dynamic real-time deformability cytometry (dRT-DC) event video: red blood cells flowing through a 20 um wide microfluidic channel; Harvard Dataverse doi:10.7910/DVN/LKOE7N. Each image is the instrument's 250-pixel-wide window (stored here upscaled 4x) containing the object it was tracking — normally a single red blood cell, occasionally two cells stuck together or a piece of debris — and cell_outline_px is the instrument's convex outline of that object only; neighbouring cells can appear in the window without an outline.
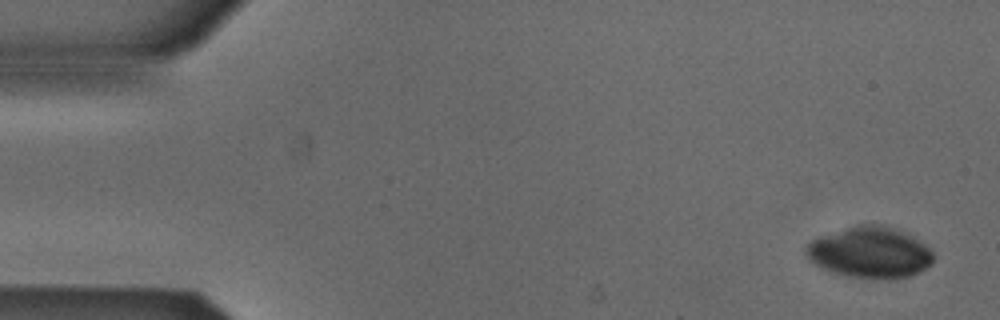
{"species": "Egyptian fruit bat (a non-hibernating species)", "species_latin": "Rousettus aegyptiacus", "temperature_condition": "cold", "stored_images_in_passage": 51, "camera_frame_rate_fps": 3000, "um_per_image_px": 0.085, "animal": {"sex": "male"}, "frame": {"image": 1, "passage_image": 1, "time_ms": 0.0, "image_size_px": [1000, 320], "cell_outline_px": [[932, 264], [920, 272], [912, 276], [896, 280], [872, 280], [844, 276], [824, 268], [808, 260], [804, 256], [804, 248], [812, 240], [820, 236], [860, 224], [884, 224], [924, 244], [932, 252]], "centroid_in_image_um": [73.92, 21.51], "position_along_channel_um": 11.1, "area_um2": 38.15}}
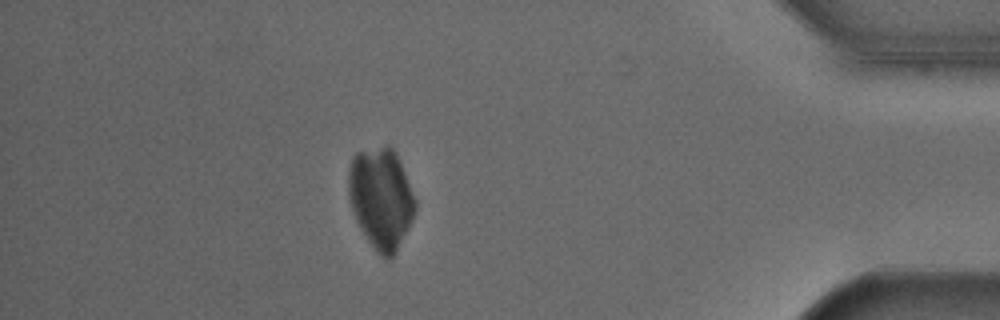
{"frame": {"image": 2, "passage_image": 45, "time_ms": 14.667, "image_size_px": [1000, 320], "cell_outline_px": [[416, 208], [412, 220], [396, 252], [388, 260], [384, 260], [376, 252], [360, 228], [356, 220], [348, 196], [348, 172], [352, 156], [356, 152], [388, 144], [396, 152], [416, 200]], "centroid_in_image_um": [32.38, 16.84], "position_along_channel_um": 402.8, "area_um2": 39.42}}